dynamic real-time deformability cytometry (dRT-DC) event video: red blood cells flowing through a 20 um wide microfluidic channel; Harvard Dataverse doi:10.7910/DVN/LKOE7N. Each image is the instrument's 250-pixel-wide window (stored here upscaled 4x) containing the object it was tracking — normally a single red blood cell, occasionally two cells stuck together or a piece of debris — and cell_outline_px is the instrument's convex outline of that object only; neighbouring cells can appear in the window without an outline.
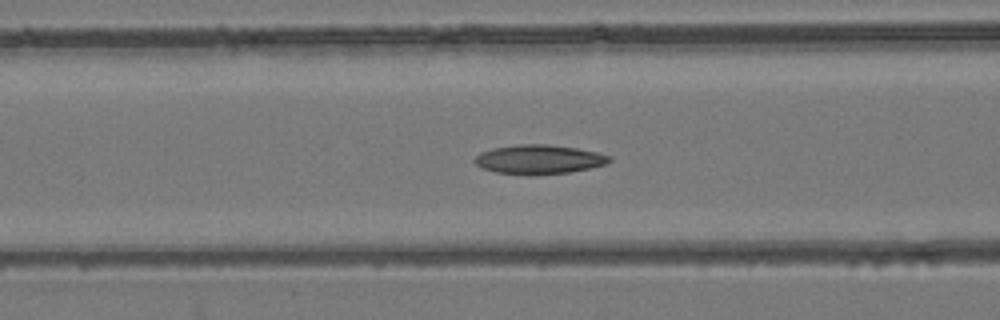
{"species": "common noctule bat (a hibernating species)", "species_latin": "Nyctalus noctula", "temperature_condition": "room temperature", "stored_images_in_passage": 48, "segment_of_instrument_passage": [1, 2], "camera_frame_rate_fps": 3000, "um_per_image_px": 0.085, "animal": {"sex": "female", "body_mass_g": 24.6, "forearm_length_mm": 56.2}, "frame": {"image": 1, "passage_image": 19, "time_ms": 6.0, "image_size_px": [1000, 320], "cell_outline_px": [[612, 160], [608, 164], [592, 168], [572, 172], [496, 172], [484, 168], [476, 164], [472, 160], [480, 152], [492, 148], [520, 144], [548, 144], [576, 148], [596, 152], [612, 156]], "centroid_in_image_um": [45.87, 13.5], "position_along_channel_um": 120.7, "area_um2": 22.2}}
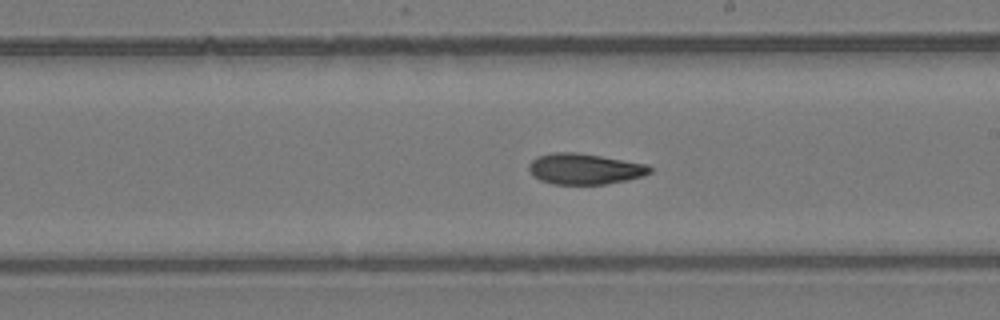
{"frame": {"image": 2, "passage_image": 27, "time_ms": 8.667, "image_size_px": [1000, 320], "cell_outline_px": [[652, 172], [644, 176], [628, 180], [604, 184], [552, 184], [540, 180], [532, 176], [528, 168], [528, 164], [536, 156], [552, 152], [576, 152], [648, 164], [652, 168]], "centroid_in_image_um": [49.68, 14.35], "position_along_channel_um": 239.3, "area_um2": 21.96}}
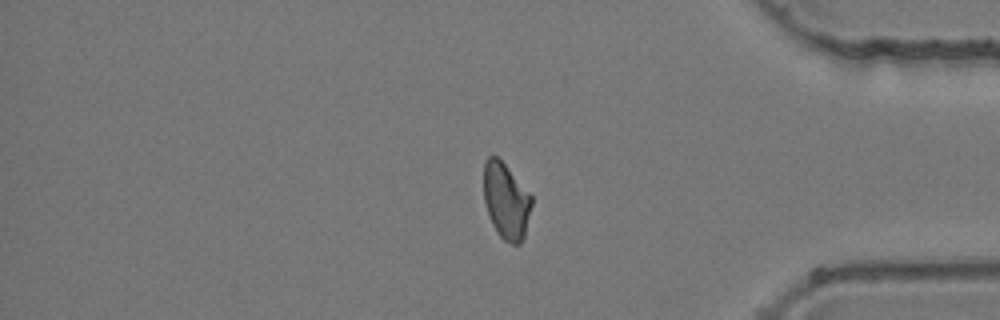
{"frame": {"image": 3, "passage_image": 39, "time_ms": 12.667, "image_size_px": [1000, 320], "cell_outline_px": [[532, 204], [524, 236], [520, 244], [512, 244], [504, 240], [500, 236], [492, 224], [484, 200], [484, 160], [488, 156], [496, 156], [504, 164], [532, 196]], "centroid_in_image_um": [43.01, 17.08], "position_along_channel_um": 392.2, "area_um2": 20.92}}